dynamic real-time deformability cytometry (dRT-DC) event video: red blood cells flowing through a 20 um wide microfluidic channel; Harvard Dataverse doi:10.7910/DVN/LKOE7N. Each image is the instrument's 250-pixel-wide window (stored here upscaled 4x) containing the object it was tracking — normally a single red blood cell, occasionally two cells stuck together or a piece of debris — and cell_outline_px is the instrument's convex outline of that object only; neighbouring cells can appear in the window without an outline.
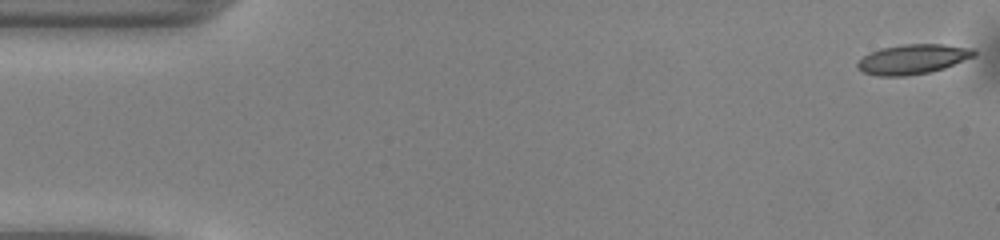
{"species": "common noctule bat (a hibernating species)", "species_latin": "Nyctalus noctula", "temperature_condition": "warm", "stored_images_in_passage": 51, "segment_of_instrument_passage": [1, 2], "camera_frame_rate_fps": 3000, "um_per_image_px": 0.085, "animal": {"sex": "male", "body_mass_g": 13.0, "forearm_length_mm": 53.1}, "frame": {"image": 1, "passage_image": 1, "time_ms": 0.0, "image_size_px": [1000, 240], "cell_outline_px": [[976, 56], [944, 68], [928, 72], [908, 76], [876, 76], [864, 72], [856, 68], [856, 64], [864, 56], [880, 48], [904, 44], [944, 44], [972, 48], [976, 52]], "centroid_in_image_um": [77.59, 5.03], "position_along_channel_um": 7.4, "area_um2": 20.23}}
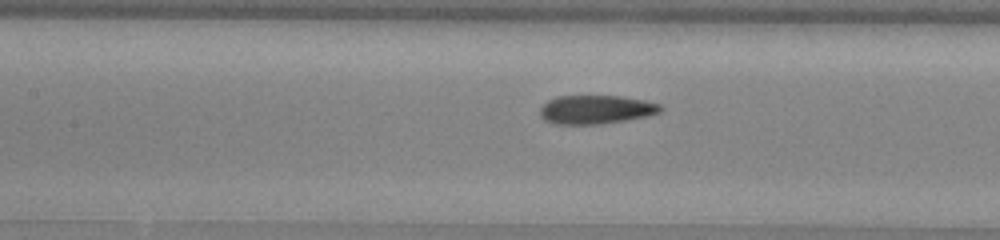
{"frame": {"image": 2, "passage_image": 22, "time_ms": 7.0, "image_size_px": [1000, 240], "cell_outline_px": [[664, 108], [660, 112], [644, 116], [624, 120], [600, 124], [552, 124], [544, 120], [540, 116], [540, 108], [548, 100], [556, 96], [620, 96], [644, 100], [660, 104]], "centroid_in_image_um": [50.62, 9.31], "position_along_channel_um": 156.8, "area_um2": 20.11}}
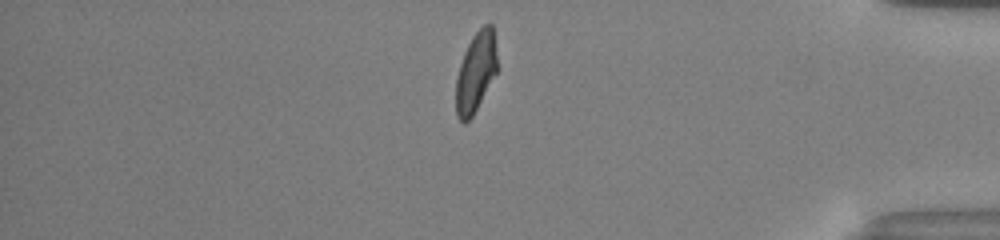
{"frame": {"image": 3, "passage_image": 42, "time_ms": 13.667, "image_size_px": [1000, 240], "cell_outline_px": [[496, 72], [472, 116], [464, 124], [456, 116], [456, 76], [464, 52], [472, 36], [484, 24], [492, 24], [496, 56]], "centroid_in_image_um": [40.4, 6.13], "position_along_channel_um": 394.8, "area_um2": 18.79}}